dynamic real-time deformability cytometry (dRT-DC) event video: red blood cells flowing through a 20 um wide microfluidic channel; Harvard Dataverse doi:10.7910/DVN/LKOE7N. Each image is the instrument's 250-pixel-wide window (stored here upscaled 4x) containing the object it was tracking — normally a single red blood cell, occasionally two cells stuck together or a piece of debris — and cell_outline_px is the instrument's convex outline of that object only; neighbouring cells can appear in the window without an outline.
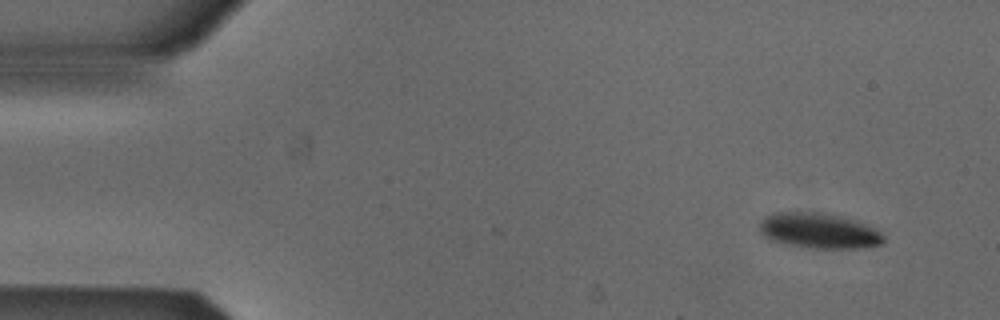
{"species": "Egyptian fruit bat (a non-hibernating species)", "species_latin": "Rousettus aegyptiacus", "temperature_condition": "cold", "stored_images_in_passage": 3, "camera_frame_rate_fps": 3000, "um_per_image_px": 0.085, "animal": {"sex": "male"}, "frame": {"image": 1, "passage_image": 3, "time_ms": 0.667, "image_size_px": [1000, 320], "cell_outline_px": [[884, 240], [880, 244], [856, 248], [808, 248], [768, 240], [760, 232], [760, 224], [768, 216], [792, 212], [816, 212], [856, 220], [868, 224], [876, 228], [884, 236]], "centroid_in_image_um": [69.65, 19.63], "position_along_channel_um": 15.3, "area_um2": 25.09}}